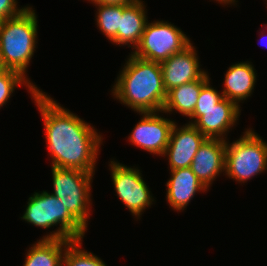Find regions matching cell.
I'll return each instance as SVG.
<instances>
[{
	"label": "cell",
	"mask_w": 267,
	"mask_h": 266,
	"mask_svg": "<svg viewBox=\"0 0 267 266\" xmlns=\"http://www.w3.org/2000/svg\"><path fill=\"white\" fill-rule=\"evenodd\" d=\"M32 97L44 121L51 166L94 173L101 135L45 92L38 90Z\"/></svg>",
	"instance_id": "1"
},
{
	"label": "cell",
	"mask_w": 267,
	"mask_h": 266,
	"mask_svg": "<svg viewBox=\"0 0 267 266\" xmlns=\"http://www.w3.org/2000/svg\"><path fill=\"white\" fill-rule=\"evenodd\" d=\"M240 112L239 105L223 98L213 108L194 110L189 117L194 121L189 124H193L206 138L224 140L228 130L237 123Z\"/></svg>",
	"instance_id": "10"
},
{
	"label": "cell",
	"mask_w": 267,
	"mask_h": 266,
	"mask_svg": "<svg viewBox=\"0 0 267 266\" xmlns=\"http://www.w3.org/2000/svg\"><path fill=\"white\" fill-rule=\"evenodd\" d=\"M143 118L135 125L128 139L133 145L150 153L163 155L169 143L174 121L157 112L140 113Z\"/></svg>",
	"instance_id": "9"
},
{
	"label": "cell",
	"mask_w": 267,
	"mask_h": 266,
	"mask_svg": "<svg viewBox=\"0 0 267 266\" xmlns=\"http://www.w3.org/2000/svg\"><path fill=\"white\" fill-rule=\"evenodd\" d=\"M256 74L254 67L248 61L231 65L225 74L223 97L239 105L240 101L251 96L256 83Z\"/></svg>",
	"instance_id": "15"
},
{
	"label": "cell",
	"mask_w": 267,
	"mask_h": 266,
	"mask_svg": "<svg viewBox=\"0 0 267 266\" xmlns=\"http://www.w3.org/2000/svg\"><path fill=\"white\" fill-rule=\"evenodd\" d=\"M17 3V0H0V21L16 17L27 8L19 9Z\"/></svg>",
	"instance_id": "23"
},
{
	"label": "cell",
	"mask_w": 267,
	"mask_h": 266,
	"mask_svg": "<svg viewBox=\"0 0 267 266\" xmlns=\"http://www.w3.org/2000/svg\"><path fill=\"white\" fill-rule=\"evenodd\" d=\"M82 239L71 241L64 251V266H106V264L93 253L81 249Z\"/></svg>",
	"instance_id": "21"
},
{
	"label": "cell",
	"mask_w": 267,
	"mask_h": 266,
	"mask_svg": "<svg viewBox=\"0 0 267 266\" xmlns=\"http://www.w3.org/2000/svg\"><path fill=\"white\" fill-rule=\"evenodd\" d=\"M109 166L118 197L129 211L139 218L143 210L154 201L139 169L127 167L116 161H111Z\"/></svg>",
	"instance_id": "8"
},
{
	"label": "cell",
	"mask_w": 267,
	"mask_h": 266,
	"mask_svg": "<svg viewBox=\"0 0 267 266\" xmlns=\"http://www.w3.org/2000/svg\"><path fill=\"white\" fill-rule=\"evenodd\" d=\"M190 43L186 34L173 24L163 20L147 21L141 41L131 53L141 59L161 63Z\"/></svg>",
	"instance_id": "7"
},
{
	"label": "cell",
	"mask_w": 267,
	"mask_h": 266,
	"mask_svg": "<svg viewBox=\"0 0 267 266\" xmlns=\"http://www.w3.org/2000/svg\"><path fill=\"white\" fill-rule=\"evenodd\" d=\"M95 6L98 8L96 13L97 27L112 43L118 45V29H120L123 5Z\"/></svg>",
	"instance_id": "19"
},
{
	"label": "cell",
	"mask_w": 267,
	"mask_h": 266,
	"mask_svg": "<svg viewBox=\"0 0 267 266\" xmlns=\"http://www.w3.org/2000/svg\"><path fill=\"white\" fill-rule=\"evenodd\" d=\"M166 185L167 201L176 211L184 210L196 192L207 191L190 167L171 170V178Z\"/></svg>",
	"instance_id": "14"
},
{
	"label": "cell",
	"mask_w": 267,
	"mask_h": 266,
	"mask_svg": "<svg viewBox=\"0 0 267 266\" xmlns=\"http://www.w3.org/2000/svg\"><path fill=\"white\" fill-rule=\"evenodd\" d=\"M25 84L26 87L30 90L32 96L39 90L30 79L25 78L21 73L11 70V69H2L0 71V108L7 103L10 96L16 89L18 85Z\"/></svg>",
	"instance_id": "20"
},
{
	"label": "cell",
	"mask_w": 267,
	"mask_h": 266,
	"mask_svg": "<svg viewBox=\"0 0 267 266\" xmlns=\"http://www.w3.org/2000/svg\"><path fill=\"white\" fill-rule=\"evenodd\" d=\"M216 1H218V3L220 2V4L222 3V5L223 3L227 5L235 3L236 0H216Z\"/></svg>",
	"instance_id": "25"
},
{
	"label": "cell",
	"mask_w": 267,
	"mask_h": 266,
	"mask_svg": "<svg viewBox=\"0 0 267 266\" xmlns=\"http://www.w3.org/2000/svg\"><path fill=\"white\" fill-rule=\"evenodd\" d=\"M226 139L207 138L197 150L190 169L208 189L220 173L225 172Z\"/></svg>",
	"instance_id": "13"
},
{
	"label": "cell",
	"mask_w": 267,
	"mask_h": 266,
	"mask_svg": "<svg viewBox=\"0 0 267 266\" xmlns=\"http://www.w3.org/2000/svg\"><path fill=\"white\" fill-rule=\"evenodd\" d=\"M66 239H41L29 248L23 266H63Z\"/></svg>",
	"instance_id": "18"
},
{
	"label": "cell",
	"mask_w": 267,
	"mask_h": 266,
	"mask_svg": "<svg viewBox=\"0 0 267 266\" xmlns=\"http://www.w3.org/2000/svg\"><path fill=\"white\" fill-rule=\"evenodd\" d=\"M53 192L67 210L87 229L90 188L94 173L52 166Z\"/></svg>",
	"instance_id": "6"
},
{
	"label": "cell",
	"mask_w": 267,
	"mask_h": 266,
	"mask_svg": "<svg viewBox=\"0 0 267 266\" xmlns=\"http://www.w3.org/2000/svg\"><path fill=\"white\" fill-rule=\"evenodd\" d=\"M223 94L218 93L212 86L210 80L201 88L194 110L209 109L215 107L222 99Z\"/></svg>",
	"instance_id": "22"
},
{
	"label": "cell",
	"mask_w": 267,
	"mask_h": 266,
	"mask_svg": "<svg viewBox=\"0 0 267 266\" xmlns=\"http://www.w3.org/2000/svg\"><path fill=\"white\" fill-rule=\"evenodd\" d=\"M195 47L190 43L160 63L166 92L174 87L199 80L206 72L201 70Z\"/></svg>",
	"instance_id": "12"
},
{
	"label": "cell",
	"mask_w": 267,
	"mask_h": 266,
	"mask_svg": "<svg viewBox=\"0 0 267 266\" xmlns=\"http://www.w3.org/2000/svg\"><path fill=\"white\" fill-rule=\"evenodd\" d=\"M210 79L205 73L199 80L182 84L169 90L161 113H171L174 110L190 117L194 112L201 88Z\"/></svg>",
	"instance_id": "17"
},
{
	"label": "cell",
	"mask_w": 267,
	"mask_h": 266,
	"mask_svg": "<svg viewBox=\"0 0 267 266\" xmlns=\"http://www.w3.org/2000/svg\"><path fill=\"white\" fill-rule=\"evenodd\" d=\"M267 169V143L252 129L235 142L228 144L225 151V174L238 182H245Z\"/></svg>",
	"instance_id": "5"
},
{
	"label": "cell",
	"mask_w": 267,
	"mask_h": 266,
	"mask_svg": "<svg viewBox=\"0 0 267 266\" xmlns=\"http://www.w3.org/2000/svg\"><path fill=\"white\" fill-rule=\"evenodd\" d=\"M142 0L132 4H123L120 29H118V45H129L135 50L141 41L147 23L145 5Z\"/></svg>",
	"instance_id": "16"
},
{
	"label": "cell",
	"mask_w": 267,
	"mask_h": 266,
	"mask_svg": "<svg viewBox=\"0 0 267 266\" xmlns=\"http://www.w3.org/2000/svg\"><path fill=\"white\" fill-rule=\"evenodd\" d=\"M95 5H123L132 4L137 0H90Z\"/></svg>",
	"instance_id": "24"
},
{
	"label": "cell",
	"mask_w": 267,
	"mask_h": 266,
	"mask_svg": "<svg viewBox=\"0 0 267 266\" xmlns=\"http://www.w3.org/2000/svg\"><path fill=\"white\" fill-rule=\"evenodd\" d=\"M34 11L27 6L18 16L0 21L1 67L17 71L25 78L37 46L38 20Z\"/></svg>",
	"instance_id": "3"
},
{
	"label": "cell",
	"mask_w": 267,
	"mask_h": 266,
	"mask_svg": "<svg viewBox=\"0 0 267 266\" xmlns=\"http://www.w3.org/2000/svg\"><path fill=\"white\" fill-rule=\"evenodd\" d=\"M207 138L193 125H173L164 156H168L170 170L190 167L199 147Z\"/></svg>",
	"instance_id": "11"
},
{
	"label": "cell",
	"mask_w": 267,
	"mask_h": 266,
	"mask_svg": "<svg viewBox=\"0 0 267 266\" xmlns=\"http://www.w3.org/2000/svg\"><path fill=\"white\" fill-rule=\"evenodd\" d=\"M113 86V96L138 113L162 112L167 92L159 62L131 53Z\"/></svg>",
	"instance_id": "2"
},
{
	"label": "cell",
	"mask_w": 267,
	"mask_h": 266,
	"mask_svg": "<svg viewBox=\"0 0 267 266\" xmlns=\"http://www.w3.org/2000/svg\"><path fill=\"white\" fill-rule=\"evenodd\" d=\"M28 223L44 229L58 225L56 231H52L42 239H82L87 230L62 204L59 199L43 191L35 192L29 197L26 210L21 217Z\"/></svg>",
	"instance_id": "4"
}]
</instances>
